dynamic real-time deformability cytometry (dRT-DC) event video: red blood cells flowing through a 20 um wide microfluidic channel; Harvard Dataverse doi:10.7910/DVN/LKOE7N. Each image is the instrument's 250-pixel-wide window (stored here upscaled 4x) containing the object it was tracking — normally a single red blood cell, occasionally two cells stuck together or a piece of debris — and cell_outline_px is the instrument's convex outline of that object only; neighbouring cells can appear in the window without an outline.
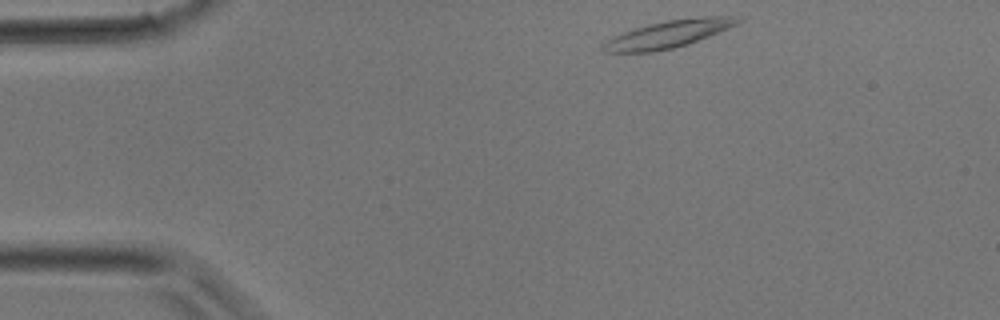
{"species": "common noctule bat (a hibernating species)", "species_latin": "Nyctalus noctula", "temperature_condition": "room temperature", "stored_images_in_passage": 30, "camera_frame_rate_fps": 3000, "um_per_image_px": 0.085, "animal": {"sex": "male", "body_mass_g": 17.9}, "frame": {"image": 1, "passage_image": 1, "time_ms": 0.0, "image_size_px": [1000, 320], "cell_outline_px": [[744, 20], [740, 24], [688, 44], [672, 48], [652, 52], [604, 52], [600, 44], [624, 32], [648, 24], [668, 20], [704, 16], [732, 16]], "centroid_in_image_um": [56.86, 2.89], "position_along_channel_um": 28.1, "area_um2": 21.27}}
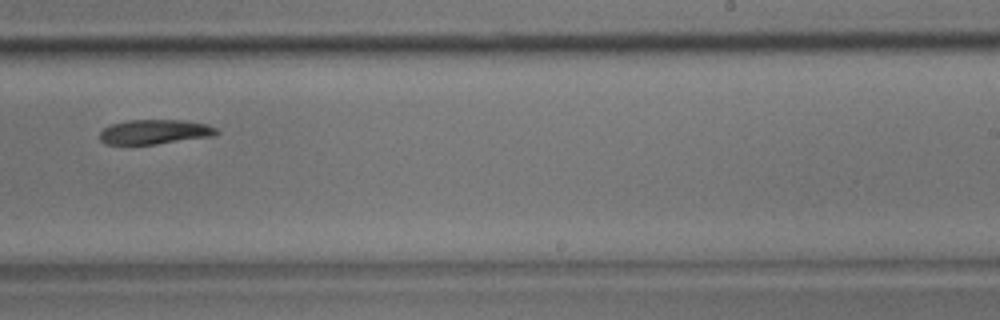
{"frame": {"image": 2, "passage_image": 17, "time_ms": 5.333, "image_size_px": [1000, 320], "cell_outline_px": [[220, 132], [216, 136], [156, 144], [104, 144], [100, 140], [100, 132], [104, 128], [112, 124], [124, 120], [180, 120], [208, 124], [216, 128]], "centroid_in_image_um": [13.18, 11.21], "position_along_channel_um": 275.8, "area_um2": 16.88}}
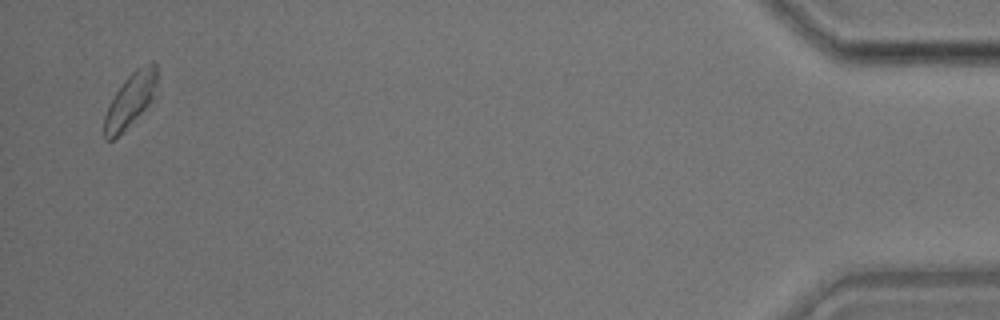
{"frame": {"image": 3, "passage_image": 29, "time_ms": 9.333, "image_size_px": [1000, 320], "cell_outline_px": [[156, 96], [112, 140], [104, 140], [104, 116], [116, 92], [124, 80], [136, 68], [152, 60], [156, 64]], "centroid_in_image_um": [11.1, 8.44], "position_along_channel_um": 424.1, "area_um2": 16.01}}